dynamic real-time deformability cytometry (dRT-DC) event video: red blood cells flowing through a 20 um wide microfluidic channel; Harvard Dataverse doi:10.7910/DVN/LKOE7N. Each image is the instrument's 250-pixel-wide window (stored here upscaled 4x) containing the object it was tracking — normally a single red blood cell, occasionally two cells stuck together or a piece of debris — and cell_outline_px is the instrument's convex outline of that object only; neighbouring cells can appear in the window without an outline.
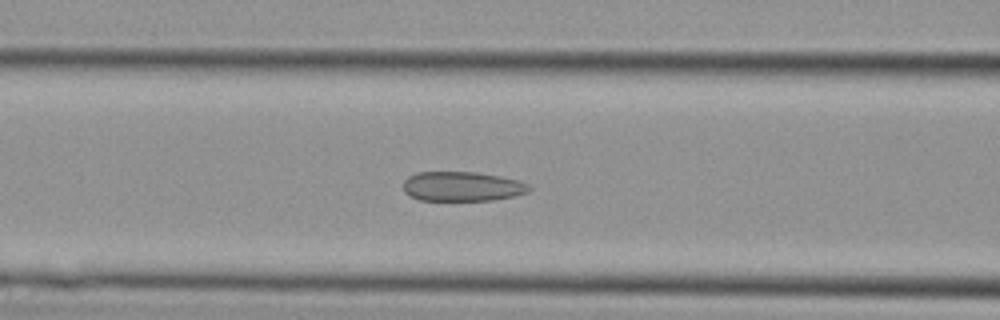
{"species": "Egyptian fruit bat (a non-hibernating species)", "species_latin": "Rousettus aegyptiacus", "temperature_condition": "cold", "stored_images_in_passage": 37, "camera_frame_rate_fps": 3000, "um_per_image_px": 0.085, "animal": {"sex": "female"}, "frame": {"image": 1, "passage_image": 15, "time_ms": 4.667, "image_size_px": [1000, 320], "cell_outline_px": [[532, 188], [528, 192], [512, 196], [492, 200], [420, 200], [404, 192], [404, 180], [408, 176], [416, 172], [476, 172], [500, 176], [520, 180], [528, 184]], "centroid_in_image_um": [39.29, 15.83], "position_along_channel_um": 127.3, "area_um2": 21.68}}
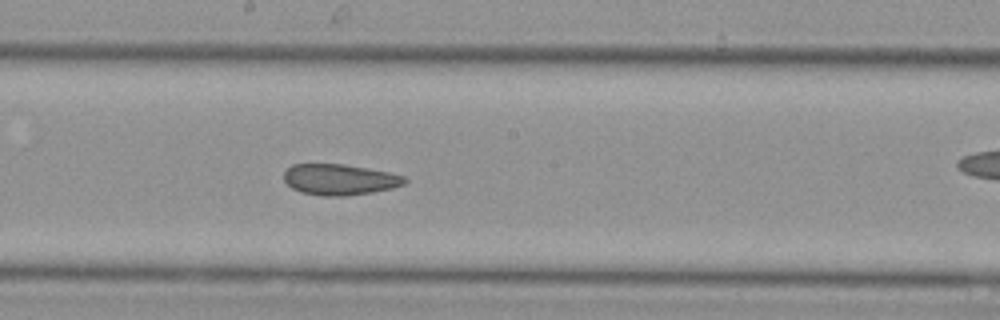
{"frame": {"image": 2, "passage_image": 20, "time_ms": 6.333, "image_size_px": [1000, 320], "cell_outline_px": [[408, 180], [404, 184], [392, 188], [372, 192], [344, 196], [324, 196], [300, 192], [292, 188], [284, 180], [284, 172], [292, 164], [344, 164], [368, 168], [388, 172], [404, 176]], "centroid_in_image_um": [28.86, 15.26], "position_along_channel_um": 219.3, "area_um2": 21.73}}
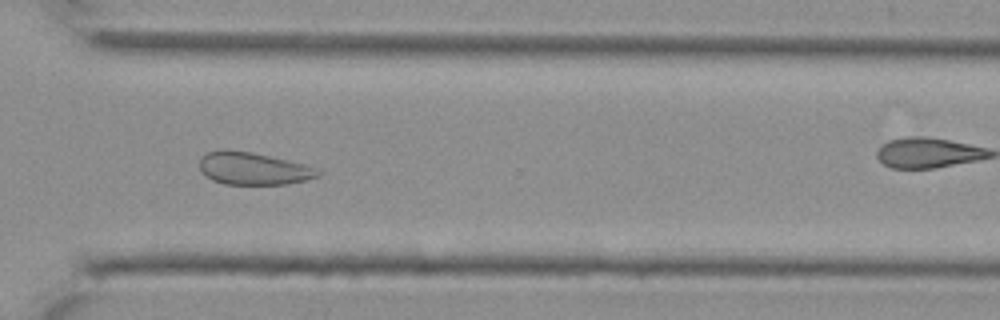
{"frame": {"image": 3, "passage_image": 27, "time_ms": 8.667, "image_size_px": [1000, 320], "cell_outline_px": [[320, 172], [316, 176], [304, 180], [288, 184], [224, 184], [212, 180], [200, 168], [200, 156], [208, 152], [220, 148], [224, 148], [252, 152], [288, 160], [304, 164]], "centroid_in_image_um": [21.45, 14.3], "position_along_channel_um": 349.1, "area_um2": 22.2}}